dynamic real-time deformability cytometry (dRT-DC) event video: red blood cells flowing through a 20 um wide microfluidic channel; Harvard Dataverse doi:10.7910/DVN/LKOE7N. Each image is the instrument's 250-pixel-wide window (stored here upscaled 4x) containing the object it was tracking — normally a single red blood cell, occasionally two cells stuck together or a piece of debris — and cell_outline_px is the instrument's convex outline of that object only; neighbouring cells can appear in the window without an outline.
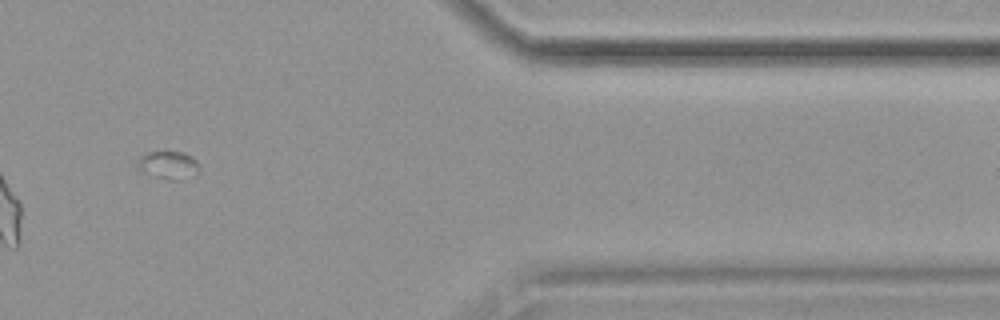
{"species": "common noctule bat (a hibernating species)", "species_latin": "Nyctalus noctula", "temperature_condition": "cold", "stored_images_in_passage": 15, "camera_frame_rate_fps": 3000, "um_per_image_px": 0.085, "animal": {"sex": "female", "body_mass_g": 19.9}, "frame": {"image": 1, "passage_image": 13, "time_ms": 15.667, "image_size_px": [1000, 320], "cell_outline_px": [[200, 172], [196, 176], [184, 180], [168, 180], [156, 176], [140, 168], [136, 164], [140, 156], [148, 152], [180, 152], [192, 156], [196, 160], [200, 168]], "centroid_in_image_um": [14.41, 14.05], "position_along_channel_um": 397.0, "area_um2": 10.06}, "authors_computed_cell_mechanics": {"area_um2": 18.0336, "velocity_mm_per_s": 3.591, "shape_relaxation_time_tau1_ms": 8.2542, "shape_relaxation_time_tau2_ms": 2.7564, "deformation_change_tau1": 0.1859, "deformation_change_tau2": 0.073}}